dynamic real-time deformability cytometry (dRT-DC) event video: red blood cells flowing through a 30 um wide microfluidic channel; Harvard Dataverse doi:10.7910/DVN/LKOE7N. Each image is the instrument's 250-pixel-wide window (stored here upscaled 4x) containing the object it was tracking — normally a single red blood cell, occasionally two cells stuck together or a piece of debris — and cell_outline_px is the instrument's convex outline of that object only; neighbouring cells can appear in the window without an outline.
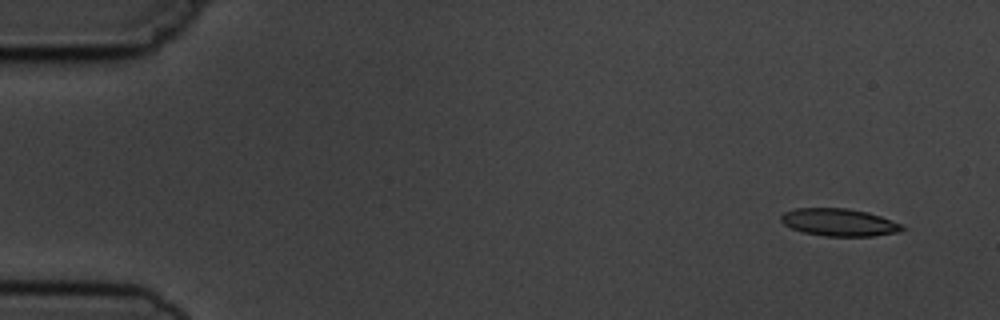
{"species": "common noctule bat (a hibernating species)", "species_latin": "Nyctalus noctula", "temperature_condition": "cold", "stored_images_in_passage": 6, "camera_frame_rate_fps": 3000, "um_per_image_px": 0.085, "animal": {"sex": "male", "body_mass_g": 19.5, "forearm_length_mm": 54.6}, "frame": {"image": 1, "passage_image": 1, "time_ms": 0.0, "image_size_px": [1000, 320], "cell_outline_px": [[908, 228], [900, 232], [872, 236], [824, 236], [804, 232], [792, 228], [784, 224], [780, 220], [780, 216], [784, 212], [796, 208], [848, 208], [868, 212], [880, 216], [900, 224]], "centroid_in_image_um": [71.33, 18.9], "position_along_channel_um": 13.7, "area_um2": 19.42}}
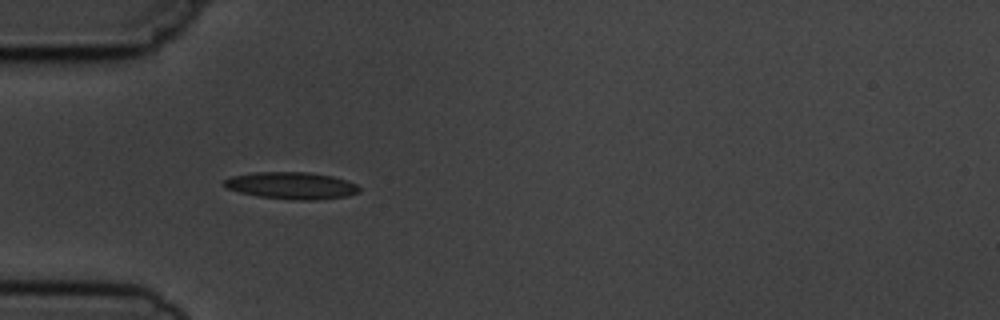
{"frame": {"image": 2, "passage_image": 5, "time_ms": 4.333, "image_size_px": [1000, 320], "cell_outline_px": [[360, 192], [348, 196], [316, 200], [292, 200], [260, 196], [240, 192], [228, 188], [224, 184], [224, 180], [232, 176], [256, 172], [308, 172], [332, 176], [356, 184], [360, 188]], "centroid_in_image_um": [24.81, 15.78], "position_along_channel_um": 60.2, "area_um2": 21.1}}
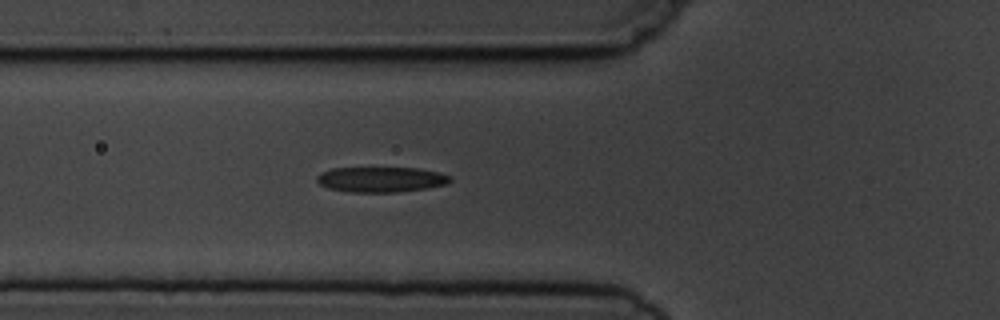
{"frame": {"image": 3, "passage_image": 6, "time_ms": 5.333, "image_size_px": [1000, 320], "cell_outline_px": [[452, 180], [448, 184], [428, 188], [400, 192], [352, 192], [328, 188], [320, 184], [316, 180], [316, 176], [320, 172], [332, 168], [420, 168], [440, 172], [448, 176]], "centroid_in_image_um": [32.4, 15.25], "position_along_channel_um": 93.4, "area_um2": 19.77}}